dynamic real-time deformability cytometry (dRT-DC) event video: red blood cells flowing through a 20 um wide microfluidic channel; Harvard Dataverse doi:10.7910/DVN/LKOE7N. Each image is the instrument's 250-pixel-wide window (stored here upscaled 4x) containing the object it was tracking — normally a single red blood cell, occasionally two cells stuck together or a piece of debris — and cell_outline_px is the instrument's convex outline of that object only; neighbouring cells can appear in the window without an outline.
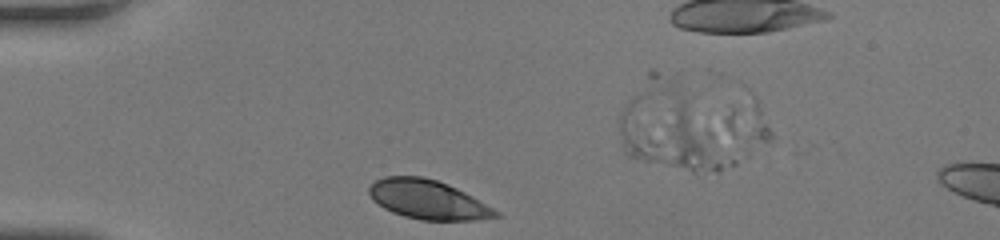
{"species": "human", "species_latin": "Homo sapiens", "temperature_condition": "room temperature", "stored_images_in_passage": 29, "camera_frame_rate_fps": 3000, "um_per_image_px": 0.085, "donor": {"sex": "female"}, "frame": {"image": 1, "passage_image": 1, "time_ms": 0.0, "image_size_px": [1000, 240], "cell_outline_px": [[500, 216], [472, 220], [420, 220], [404, 216], [392, 212], [384, 208], [372, 200], [368, 192], [368, 188], [376, 180], [384, 176], [420, 176], [436, 180], [448, 184], [472, 196], [500, 212]], "centroid_in_image_um": [36.34, 16.96], "position_along_channel_um": 48.7, "area_um2": 28.73}}
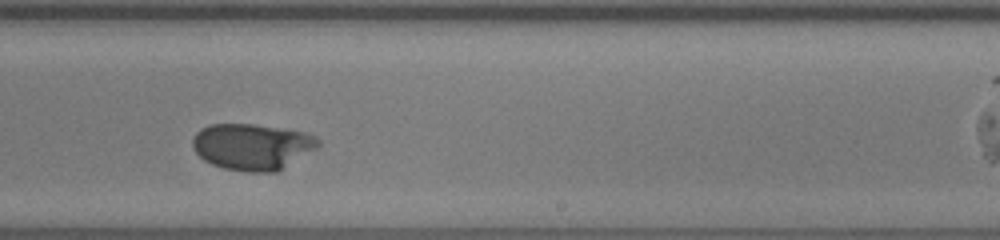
{"frame": {"image": 2, "passage_image": 20, "time_ms": 6.333, "image_size_px": [1000, 240], "cell_outline_px": [[320, 144], [316, 148], [276, 172], [244, 172], [224, 168], [212, 164], [204, 160], [192, 148], [192, 140], [196, 132], [200, 128], [212, 124], [252, 124], [304, 132], [316, 136], [320, 140]], "centroid_in_image_um": [21.41, 12.46], "position_along_channel_um": 267.6, "area_um2": 33.76}}
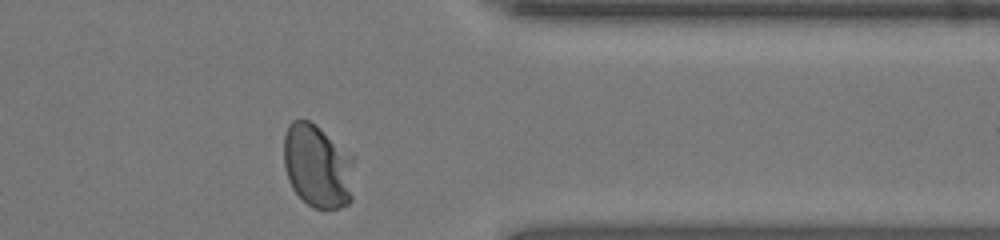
{"frame": {"image": 3, "passage_image": 29, "time_ms": 9.333, "image_size_px": [1000, 240], "cell_outline_px": [[352, 200], [348, 204], [340, 208], [316, 208], [308, 204], [292, 188], [288, 180], [284, 164], [284, 136], [288, 124], [292, 120], [308, 120], [316, 124], [332, 144], [344, 160], [352, 196]], "centroid_in_image_um": [26.79, 14.16], "position_along_channel_um": 384.6, "area_um2": 31.5}, "authors_computed_cell_mechanics": {"area_um2": 32.8304, "velocity_mm_per_s": 4.0632, "shape_relaxation_time_tau1_ms": 5.1019, "shape_relaxation_time_tau2_ms": null, "deformation_change_tau1": 0.1347, "deformation_change_tau2": null}}